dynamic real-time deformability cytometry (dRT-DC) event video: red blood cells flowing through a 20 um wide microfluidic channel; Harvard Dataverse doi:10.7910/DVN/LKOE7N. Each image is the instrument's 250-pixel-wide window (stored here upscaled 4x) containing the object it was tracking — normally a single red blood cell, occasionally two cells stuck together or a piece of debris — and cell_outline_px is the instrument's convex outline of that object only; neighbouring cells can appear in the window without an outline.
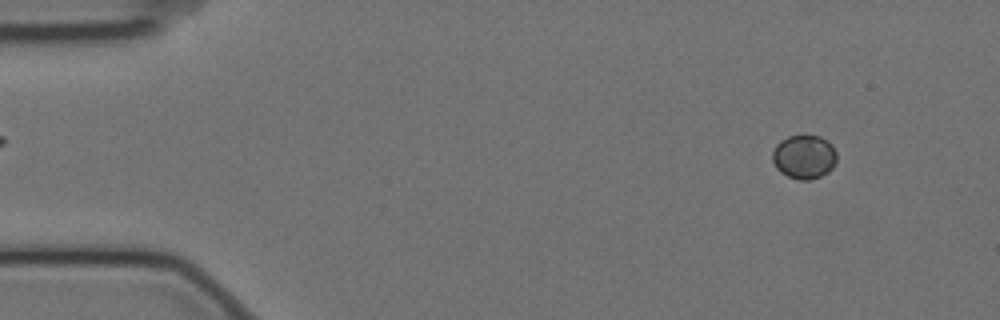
{"species": "Egyptian fruit bat (a non-hibernating species)", "species_latin": "Rousettus aegyptiacus", "temperature_condition": "cold", "stored_images_in_passage": 3, "camera_frame_rate_fps": 3000, "um_per_image_px": 0.085, "animal": {"sex": "female"}, "frame": {"image": 1, "passage_image": 1, "time_ms": 0.0, "image_size_px": [1000, 320], "cell_outline_px": [[836, 160], [832, 168], [828, 172], [820, 176], [808, 180], [800, 180], [788, 176], [780, 172], [776, 168], [772, 160], [772, 152], [776, 144], [780, 140], [788, 136], [820, 136], [828, 140], [832, 144], [836, 152]], "centroid_in_image_um": [68.34, 13.32], "position_along_channel_um": 16.7, "area_um2": 16.53}}
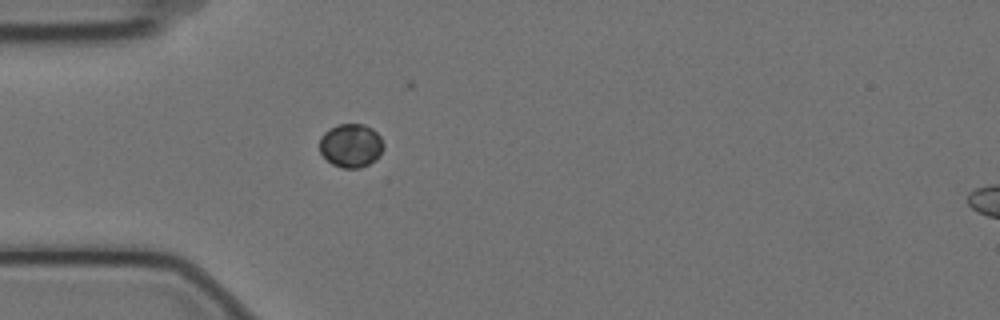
{"frame": {"image": 2, "passage_image": 3, "time_ms": 0.667, "image_size_px": [1000, 320], "cell_outline_px": [[384, 148], [380, 156], [376, 160], [360, 168], [340, 168], [332, 164], [320, 152], [320, 136], [324, 132], [336, 124], [364, 124], [372, 128], [380, 136], [384, 144]], "centroid_in_image_um": [29.84, 12.37], "position_along_channel_um": 55.2, "area_um2": 16.47}}